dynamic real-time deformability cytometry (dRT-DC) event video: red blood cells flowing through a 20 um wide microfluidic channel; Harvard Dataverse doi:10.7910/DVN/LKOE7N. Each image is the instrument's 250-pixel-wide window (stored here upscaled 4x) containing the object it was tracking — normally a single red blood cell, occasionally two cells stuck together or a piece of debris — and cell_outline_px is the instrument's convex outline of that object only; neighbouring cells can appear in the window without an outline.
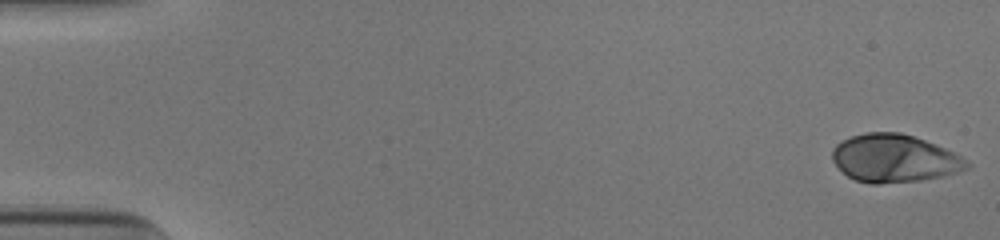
{"species": "human", "species_latin": "Homo sapiens", "temperature_condition": "cold", "stored_images_in_passage": 52, "camera_frame_rate_fps": 3000, "um_per_image_px": 0.085, "donor": {"sex": "male"}, "frame": {"image": 1, "passage_image": 1, "time_ms": 0.0, "image_size_px": [1000, 240], "cell_outline_px": [[972, 164], [968, 168], [944, 176], [920, 180], [880, 184], [868, 184], [856, 180], [848, 176], [832, 160], [832, 148], [836, 144], [852, 136], [868, 132], [900, 132], [924, 140], [944, 148], [960, 156]], "centroid_in_image_um": [76.01, 13.47], "position_along_channel_um": 9.0, "area_um2": 37.28}}
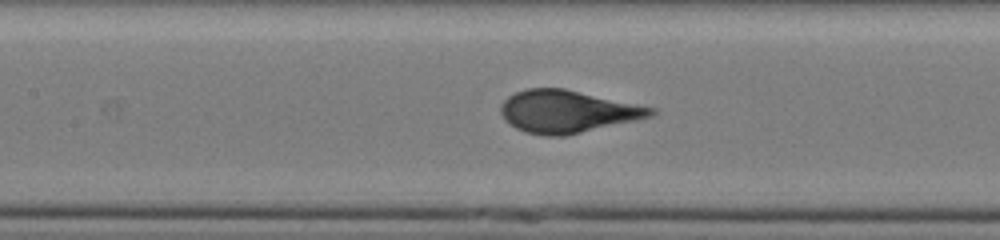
{"frame": {"image": 2, "passage_image": 25, "time_ms": 8.0, "image_size_px": [1000, 240], "cell_outline_px": [[656, 112], [652, 116], [636, 120], [568, 136], [544, 136], [524, 132], [508, 124], [504, 120], [500, 112], [500, 104], [508, 96], [516, 92], [528, 88], [564, 88], [656, 108]], "centroid_in_image_um": [48.2, 9.49], "position_along_channel_um": 159.2, "area_um2": 37.4}}
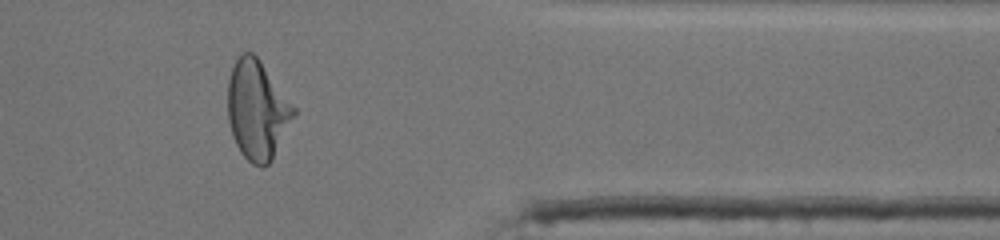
{"frame": {"image": 3, "passage_image": 44, "time_ms": 14.333, "image_size_px": [1000, 240], "cell_outline_px": [[296, 116], [272, 160], [264, 168], [260, 168], [252, 164], [240, 152], [232, 136], [228, 120], [228, 80], [232, 68], [240, 52], [252, 52], [260, 60], [296, 108]], "centroid_in_image_um": [21.88, 9.37], "position_along_channel_um": 389.5, "area_um2": 38.38}}